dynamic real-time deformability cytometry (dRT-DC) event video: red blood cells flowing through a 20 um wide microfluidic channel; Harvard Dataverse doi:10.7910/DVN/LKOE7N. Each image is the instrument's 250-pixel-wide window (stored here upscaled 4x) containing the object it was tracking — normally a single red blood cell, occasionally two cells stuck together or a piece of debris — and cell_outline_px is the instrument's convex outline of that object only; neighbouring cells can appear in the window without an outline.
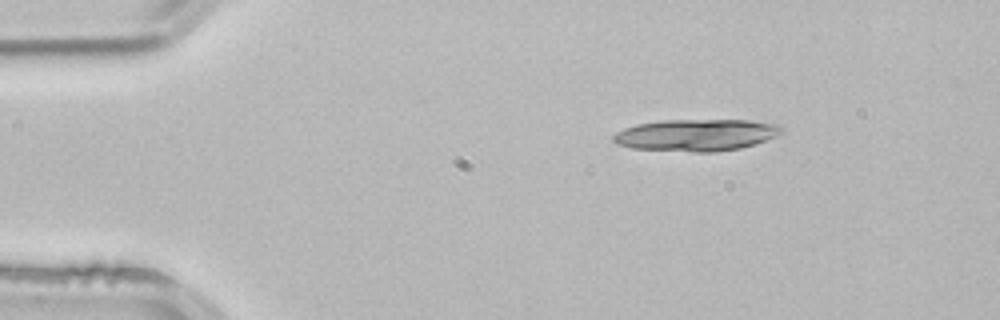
{"species": "common noctule bat (a hibernating species)", "species_latin": "Nyctalus noctula", "temperature_condition": "room temperature", "stored_images_in_passage": 4, "segment_of_instrument_passage": [2, 2], "camera_frame_rate_fps": 3000, "um_per_image_px": 0.085, "animal": {"sex": "male", "body_mass_g": 21.5, "forearm_length_mm": 52.0}, "frame": {"image": 1, "passage_image": 4, "time_ms": 1.0, "image_size_px": [1000, 320], "cell_outline_px": [[784, 132], [776, 136], [756, 144], [740, 148], [716, 152], [692, 152], [632, 148], [616, 144], [612, 140], [612, 136], [616, 132], [624, 128], [636, 124], [660, 120], [752, 120], [780, 124], [784, 128]], "centroid_in_image_um": [59.21, 11.47], "position_along_channel_um": 25.8, "area_um2": 31.67}}